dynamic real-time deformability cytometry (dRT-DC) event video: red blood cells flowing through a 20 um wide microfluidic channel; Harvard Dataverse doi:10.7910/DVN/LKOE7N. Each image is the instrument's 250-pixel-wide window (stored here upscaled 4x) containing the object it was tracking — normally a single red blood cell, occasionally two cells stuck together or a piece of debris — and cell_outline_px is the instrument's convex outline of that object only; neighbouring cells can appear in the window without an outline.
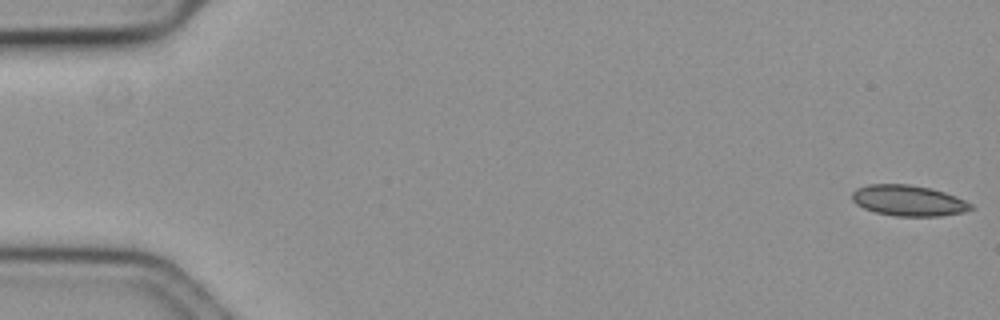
{"species": "common noctule bat (a hibernating species)", "species_latin": "Nyctalus noctula", "temperature_condition": "cold", "stored_images_in_passage": 28, "camera_frame_rate_fps": 3000, "um_per_image_px": 0.085, "animal": {"sex": "female", "body_mass_g": 19.3, "forearm_length_mm": 54.1}, "frame": {"image": 1, "passage_image": 1, "time_ms": 0.0, "image_size_px": [1000, 320], "cell_outline_px": [[976, 208], [964, 212], [940, 216], [896, 216], [876, 212], [864, 208], [856, 204], [852, 200], [852, 192], [856, 188], [868, 184], [908, 184], [932, 188], [956, 196], [972, 204]], "centroid_in_image_um": [77.23, 17.04], "position_along_channel_um": 7.8, "area_um2": 21.44}}
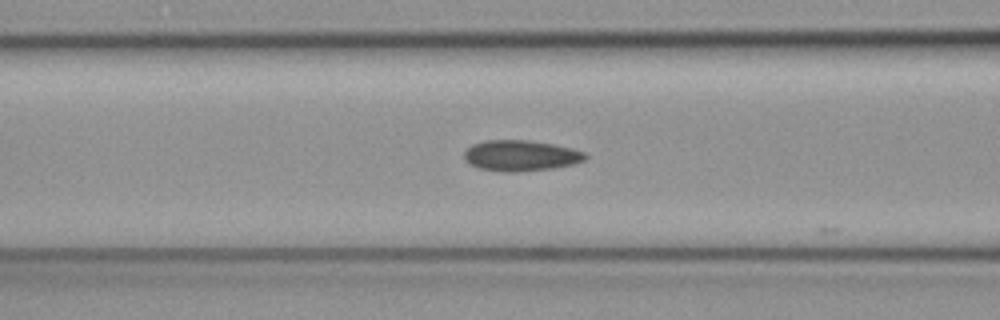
{"frame": {"image": 2, "passage_image": 24, "time_ms": 7.667, "image_size_px": [1000, 320], "cell_outline_px": [[588, 156], [584, 160], [572, 164], [552, 168], [516, 172], [504, 172], [480, 168], [468, 164], [464, 160], [464, 152], [472, 144], [484, 140], [528, 140], [552, 144], [572, 148], [584, 152]], "centroid_in_image_um": [44.23, 13.22], "position_along_channel_um": 122.4, "area_um2": 21.73}}
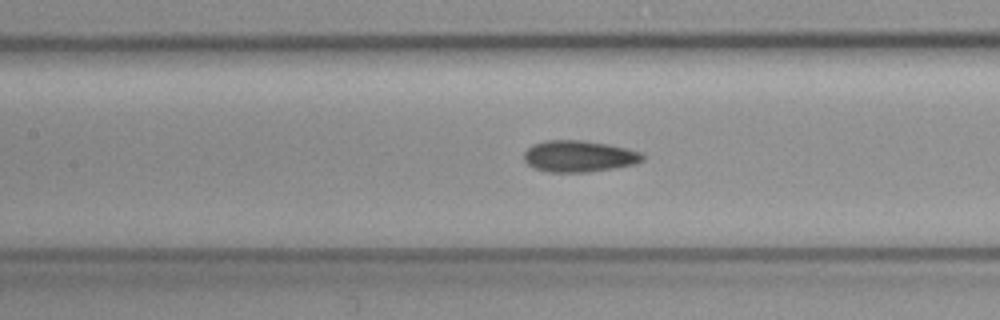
{"frame": {"image": 3, "passage_image": 27, "time_ms": 8.667, "image_size_px": [1000, 320], "cell_outline_px": [[644, 160], [636, 164], [588, 172], [544, 172], [532, 168], [524, 160], [524, 152], [532, 144], [544, 140], [580, 140], [608, 144], [640, 152], [644, 156]], "centroid_in_image_um": [49.17, 13.28], "position_along_channel_um": 158.2, "area_um2": 21.85}}